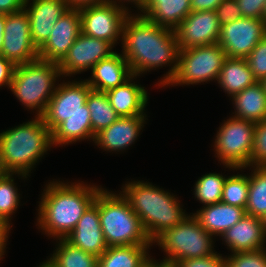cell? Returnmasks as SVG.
<instances>
[{"label":"cell","instance_id":"1","mask_svg":"<svg viewBox=\"0 0 266 267\" xmlns=\"http://www.w3.org/2000/svg\"><path fill=\"white\" fill-rule=\"evenodd\" d=\"M123 56L135 76L150 69L175 63L163 81L167 85L174 77L179 57V46L174 30L160 27L143 16H129L122 34Z\"/></svg>","mask_w":266,"mask_h":267},{"label":"cell","instance_id":"2","mask_svg":"<svg viewBox=\"0 0 266 267\" xmlns=\"http://www.w3.org/2000/svg\"><path fill=\"white\" fill-rule=\"evenodd\" d=\"M101 189L81 183L66 185L60 181L50 182L39 205L38 224L41 229L54 238H65L94 203Z\"/></svg>","mask_w":266,"mask_h":267},{"label":"cell","instance_id":"3","mask_svg":"<svg viewBox=\"0 0 266 267\" xmlns=\"http://www.w3.org/2000/svg\"><path fill=\"white\" fill-rule=\"evenodd\" d=\"M50 146L51 131L42 117L6 130L0 133V171L26 178Z\"/></svg>","mask_w":266,"mask_h":267},{"label":"cell","instance_id":"4","mask_svg":"<svg viewBox=\"0 0 266 267\" xmlns=\"http://www.w3.org/2000/svg\"><path fill=\"white\" fill-rule=\"evenodd\" d=\"M122 192L152 243L163 232L187 217L173 195L150 183L129 182Z\"/></svg>","mask_w":266,"mask_h":267},{"label":"cell","instance_id":"5","mask_svg":"<svg viewBox=\"0 0 266 267\" xmlns=\"http://www.w3.org/2000/svg\"><path fill=\"white\" fill-rule=\"evenodd\" d=\"M119 195L101 189L94 201L107 246L150 245L152 242L141 220L127 199Z\"/></svg>","mask_w":266,"mask_h":267},{"label":"cell","instance_id":"6","mask_svg":"<svg viewBox=\"0 0 266 267\" xmlns=\"http://www.w3.org/2000/svg\"><path fill=\"white\" fill-rule=\"evenodd\" d=\"M58 76H61L58 63L37 58L16 65L10 89L26 107L36 108V116L41 117L56 91L54 83Z\"/></svg>","mask_w":266,"mask_h":267},{"label":"cell","instance_id":"7","mask_svg":"<svg viewBox=\"0 0 266 267\" xmlns=\"http://www.w3.org/2000/svg\"><path fill=\"white\" fill-rule=\"evenodd\" d=\"M210 235L191 215L163 232L154 241L168 254L163 263L167 267H174L178 262L186 259L204 258L214 255Z\"/></svg>","mask_w":266,"mask_h":267},{"label":"cell","instance_id":"8","mask_svg":"<svg viewBox=\"0 0 266 267\" xmlns=\"http://www.w3.org/2000/svg\"><path fill=\"white\" fill-rule=\"evenodd\" d=\"M226 58L225 51L218 43L180 49L177 71L167 85L217 80Z\"/></svg>","mask_w":266,"mask_h":267},{"label":"cell","instance_id":"9","mask_svg":"<svg viewBox=\"0 0 266 267\" xmlns=\"http://www.w3.org/2000/svg\"><path fill=\"white\" fill-rule=\"evenodd\" d=\"M255 125L232 116L219 128L214 146L225 166L236 170L250 166Z\"/></svg>","mask_w":266,"mask_h":267},{"label":"cell","instance_id":"10","mask_svg":"<svg viewBox=\"0 0 266 267\" xmlns=\"http://www.w3.org/2000/svg\"><path fill=\"white\" fill-rule=\"evenodd\" d=\"M116 1L85 6L79 8L81 32L87 36L103 39L113 47L117 39L123 34L124 24L130 16L124 6L116 5Z\"/></svg>","mask_w":266,"mask_h":267},{"label":"cell","instance_id":"11","mask_svg":"<svg viewBox=\"0 0 266 267\" xmlns=\"http://www.w3.org/2000/svg\"><path fill=\"white\" fill-rule=\"evenodd\" d=\"M92 88L84 80L59 84L41 116L51 133L69 116L90 113L86 99Z\"/></svg>","mask_w":266,"mask_h":267},{"label":"cell","instance_id":"12","mask_svg":"<svg viewBox=\"0 0 266 267\" xmlns=\"http://www.w3.org/2000/svg\"><path fill=\"white\" fill-rule=\"evenodd\" d=\"M15 65L38 58V48L30 35V23L25 9L5 15L1 54Z\"/></svg>","mask_w":266,"mask_h":267},{"label":"cell","instance_id":"13","mask_svg":"<svg viewBox=\"0 0 266 267\" xmlns=\"http://www.w3.org/2000/svg\"><path fill=\"white\" fill-rule=\"evenodd\" d=\"M265 36L264 19L242 17L221 26L218 44L227 58H246Z\"/></svg>","mask_w":266,"mask_h":267},{"label":"cell","instance_id":"14","mask_svg":"<svg viewBox=\"0 0 266 267\" xmlns=\"http://www.w3.org/2000/svg\"><path fill=\"white\" fill-rule=\"evenodd\" d=\"M220 23L216 11H191L174 30L179 49L218 43Z\"/></svg>","mask_w":266,"mask_h":267},{"label":"cell","instance_id":"15","mask_svg":"<svg viewBox=\"0 0 266 267\" xmlns=\"http://www.w3.org/2000/svg\"><path fill=\"white\" fill-rule=\"evenodd\" d=\"M113 45L103 39L87 36L82 32L64 58L58 63L61 75H70L92 69L100 60L114 53Z\"/></svg>","mask_w":266,"mask_h":267},{"label":"cell","instance_id":"16","mask_svg":"<svg viewBox=\"0 0 266 267\" xmlns=\"http://www.w3.org/2000/svg\"><path fill=\"white\" fill-rule=\"evenodd\" d=\"M80 33V11L69 8L54 24L50 37L38 49V58L59 63Z\"/></svg>","mask_w":266,"mask_h":267},{"label":"cell","instance_id":"17","mask_svg":"<svg viewBox=\"0 0 266 267\" xmlns=\"http://www.w3.org/2000/svg\"><path fill=\"white\" fill-rule=\"evenodd\" d=\"M24 9L28 13L30 35L33 43L39 49L50 37L52 28L57 20L69 9L66 0H33L31 8Z\"/></svg>","mask_w":266,"mask_h":267},{"label":"cell","instance_id":"18","mask_svg":"<svg viewBox=\"0 0 266 267\" xmlns=\"http://www.w3.org/2000/svg\"><path fill=\"white\" fill-rule=\"evenodd\" d=\"M65 239L83 251L100 257L108 248L100 224L99 208L93 203Z\"/></svg>","mask_w":266,"mask_h":267},{"label":"cell","instance_id":"19","mask_svg":"<svg viewBox=\"0 0 266 267\" xmlns=\"http://www.w3.org/2000/svg\"><path fill=\"white\" fill-rule=\"evenodd\" d=\"M221 237L233 253L265 249L266 232L263 219L245 214Z\"/></svg>","mask_w":266,"mask_h":267},{"label":"cell","instance_id":"20","mask_svg":"<svg viewBox=\"0 0 266 267\" xmlns=\"http://www.w3.org/2000/svg\"><path fill=\"white\" fill-rule=\"evenodd\" d=\"M92 79L85 80L94 91L107 92L129 80L133 73L127 60L114 52L92 67Z\"/></svg>","mask_w":266,"mask_h":267},{"label":"cell","instance_id":"21","mask_svg":"<svg viewBox=\"0 0 266 267\" xmlns=\"http://www.w3.org/2000/svg\"><path fill=\"white\" fill-rule=\"evenodd\" d=\"M145 117L144 115L119 117L109 127L95 134L93 141L107 151L126 149L139 136Z\"/></svg>","mask_w":266,"mask_h":267},{"label":"cell","instance_id":"22","mask_svg":"<svg viewBox=\"0 0 266 267\" xmlns=\"http://www.w3.org/2000/svg\"><path fill=\"white\" fill-rule=\"evenodd\" d=\"M133 75L124 84L106 92L111 106L120 117H131L143 114L148 101L144 87L131 83ZM131 80V81H130Z\"/></svg>","mask_w":266,"mask_h":267},{"label":"cell","instance_id":"23","mask_svg":"<svg viewBox=\"0 0 266 267\" xmlns=\"http://www.w3.org/2000/svg\"><path fill=\"white\" fill-rule=\"evenodd\" d=\"M245 209L219 203L206 205L193 216L210 235H222L227 229L235 225L244 215Z\"/></svg>","mask_w":266,"mask_h":267},{"label":"cell","instance_id":"24","mask_svg":"<svg viewBox=\"0 0 266 267\" xmlns=\"http://www.w3.org/2000/svg\"><path fill=\"white\" fill-rule=\"evenodd\" d=\"M141 16L160 27L175 30L191 12L190 0H148Z\"/></svg>","mask_w":266,"mask_h":267},{"label":"cell","instance_id":"25","mask_svg":"<svg viewBox=\"0 0 266 267\" xmlns=\"http://www.w3.org/2000/svg\"><path fill=\"white\" fill-rule=\"evenodd\" d=\"M235 117L258 123L266 120V91L261 82L245 88L233 97Z\"/></svg>","mask_w":266,"mask_h":267},{"label":"cell","instance_id":"26","mask_svg":"<svg viewBox=\"0 0 266 267\" xmlns=\"http://www.w3.org/2000/svg\"><path fill=\"white\" fill-rule=\"evenodd\" d=\"M217 81L231 97L258 82L245 58H226Z\"/></svg>","mask_w":266,"mask_h":267},{"label":"cell","instance_id":"27","mask_svg":"<svg viewBox=\"0 0 266 267\" xmlns=\"http://www.w3.org/2000/svg\"><path fill=\"white\" fill-rule=\"evenodd\" d=\"M150 245L110 246L98 257L97 267H140L150 257Z\"/></svg>","mask_w":266,"mask_h":267},{"label":"cell","instance_id":"28","mask_svg":"<svg viewBox=\"0 0 266 267\" xmlns=\"http://www.w3.org/2000/svg\"><path fill=\"white\" fill-rule=\"evenodd\" d=\"M52 145L68 144L80 139H93L90 113H75L62 122L52 133Z\"/></svg>","mask_w":266,"mask_h":267},{"label":"cell","instance_id":"29","mask_svg":"<svg viewBox=\"0 0 266 267\" xmlns=\"http://www.w3.org/2000/svg\"><path fill=\"white\" fill-rule=\"evenodd\" d=\"M60 243L53 257L43 264L47 267H97L98 257L73 246L65 238Z\"/></svg>","mask_w":266,"mask_h":267},{"label":"cell","instance_id":"30","mask_svg":"<svg viewBox=\"0 0 266 267\" xmlns=\"http://www.w3.org/2000/svg\"><path fill=\"white\" fill-rule=\"evenodd\" d=\"M86 104L90 111L92 132L94 134L109 127L120 117L111 106L105 92L91 90L87 96Z\"/></svg>","mask_w":266,"mask_h":267},{"label":"cell","instance_id":"31","mask_svg":"<svg viewBox=\"0 0 266 267\" xmlns=\"http://www.w3.org/2000/svg\"><path fill=\"white\" fill-rule=\"evenodd\" d=\"M255 168L249 179L248 200L245 207L247 215L264 219L266 216V167Z\"/></svg>","mask_w":266,"mask_h":267},{"label":"cell","instance_id":"32","mask_svg":"<svg viewBox=\"0 0 266 267\" xmlns=\"http://www.w3.org/2000/svg\"><path fill=\"white\" fill-rule=\"evenodd\" d=\"M225 180L226 178L220 174H205L195 184L194 194L196 198L205 205L219 203Z\"/></svg>","mask_w":266,"mask_h":267},{"label":"cell","instance_id":"33","mask_svg":"<svg viewBox=\"0 0 266 267\" xmlns=\"http://www.w3.org/2000/svg\"><path fill=\"white\" fill-rule=\"evenodd\" d=\"M248 192L249 179L246 175L230 176L224 182L221 201L245 209Z\"/></svg>","mask_w":266,"mask_h":267},{"label":"cell","instance_id":"34","mask_svg":"<svg viewBox=\"0 0 266 267\" xmlns=\"http://www.w3.org/2000/svg\"><path fill=\"white\" fill-rule=\"evenodd\" d=\"M11 176V173L0 171V217L8 223L11 220L10 215L17 209L20 201Z\"/></svg>","mask_w":266,"mask_h":267},{"label":"cell","instance_id":"35","mask_svg":"<svg viewBox=\"0 0 266 267\" xmlns=\"http://www.w3.org/2000/svg\"><path fill=\"white\" fill-rule=\"evenodd\" d=\"M228 267H266V250L237 252L226 258Z\"/></svg>","mask_w":266,"mask_h":267},{"label":"cell","instance_id":"36","mask_svg":"<svg viewBox=\"0 0 266 267\" xmlns=\"http://www.w3.org/2000/svg\"><path fill=\"white\" fill-rule=\"evenodd\" d=\"M245 59L258 82L266 78V36L258 42Z\"/></svg>","mask_w":266,"mask_h":267},{"label":"cell","instance_id":"37","mask_svg":"<svg viewBox=\"0 0 266 267\" xmlns=\"http://www.w3.org/2000/svg\"><path fill=\"white\" fill-rule=\"evenodd\" d=\"M266 167V120L256 123L250 165Z\"/></svg>","mask_w":266,"mask_h":267},{"label":"cell","instance_id":"38","mask_svg":"<svg viewBox=\"0 0 266 267\" xmlns=\"http://www.w3.org/2000/svg\"><path fill=\"white\" fill-rule=\"evenodd\" d=\"M215 11L220 26H224L243 17L236 0H223Z\"/></svg>","mask_w":266,"mask_h":267},{"label":"cell","instance_id":"39","mask_svg":"<svg viewBox=\"0 0 266 267\" xmlns=\"http://www.w3.org/2000/svg\"><path fill=\"white\" fill-rule=\"evenodd\" d=\"M243 17L263 19L266 0H236Z\"/></svg>","mask_w":266,"mask_h":267},{"label":"cell","instance_id":"40","mask_svg":"<svg viewBox=\"0 0 266 267\" xmlns=\"http://www.w3.org/2000/svg\"><path fill=\"white\" fill-rule=\"evenodd\" d=\"M226 259L223 258L220 254L215 253L214 255L204 257V258H195V259H186L181 262H178L174 267H225Z\"/></svg>","mask_w":266,"mask_h":267},{"label":"cell","instance_id":"41","mask_svg":"<svg viewBox=\"0 0 266 267\" xmlns=\"http://www.w3.org/2000/svg\"><path fill=\"white\" fill-rule=\"evenodd\" d=\"M16 65L0 55V86H11Z\"/></svg>","mask_w":266,"mask_h":267},{"label":"cell","instance_id":"42","mask_svg":"<svg viewBox=\"0 0 266 267\" xmlns=\"http://www.w3.org/2000/svg\"><path fill=\"white\" fill-rule=\"evenodd\" d=\"M25 0H0V14H10L24 9Z\"/></svg>","mask_w":266,"mask_h":267},{"label":"cell","instance_id":"43","mask_svg":"<svg viewBox=\"0 0 266 267\" xmlns=\"http://www.w3.org/2000/svg\"><path fill=\"white\" fill-rule=\"evenodd\" d=\"M223 0H190L191 11H215Z\"/></svg>","mask_w":266,"mask_h":267},{"label":"cell","instance_id":"44","mask_svg":"<svg viewBox=\"0 0 266 267\" xmlns=\"http://www.w3.org/2000/svg\"><path fill=\"white\" fill-rule=\"evenodd\" d=\"M10 223L0 217V258L4 255V249L6 246L7 234L10 230Z\"/></svg>","mask_w":266,"mask_h":267},{"label":"cell","instance_id":"45","mask_svg":"<svg viewBox=\"0 0 266 267\" xmlns=\"http://www.w3.org/2000/svg\"><path fill=\"white\" fill-rule=\"evenodd\" d=\"M108 0H66L69 8L79 9L85 6H91L107 2Z\"/></svg>","mask_w":266,"mask_h":267},{"label":"cell","instance_id":"46","mask_svg":"<svg viewBox=\"0 0 266 267\" xmlns=\"http://www.w3.org/2000/svg\"><path fill=\"white\" fill-rule=\"evenodd\" d=\"M4 27H5V14H0V54H1L2 43H3Z\"/></svg>","mask_w":266,"mask_h":267},{"label":"cell","instance_id":"47","mask_svg":"<svg viewBox=\"0 0 266 267\" xmlns=\"http://www.w3.org/2000/svg\"><path fill=\"white\" fill-rule=\"evenodd\" d=\"M140 267H167V266L162 261L160 263H158V262L156 263L154 260L152 261V259L149 258Z\"/></svg>","mask_w":266,"mask_h":267},{"label":"cell","instance_id":"48","mask_svg":"<svg viewBox=\"0 0 266 267\" xmlns=\"http://www.w3.org/2000/svg\"><path fill=\"white\" fill-rule=\"evenodd\" d=\"M125 1V0H124ZM126 1H130V2H135V4L137 5V7L143 12V10L145 9L148 0H126Z\"/></svg>","mask_w":266,"mask_h":267},{"label":"cell","instance_id":"49","mask_svg":"<svg viewBox=\"0 0 266 267\" xmlns=\"http://www.w3.org/2000/svg\"><path fill=\"white\" fill-rule=\"evenodd\" d=\"M265 91H266V78H264L262 81H261Z\"/></svg>","mask_w":266,"mask_h":267},{"label":"cell","instance_id":"50","mask_svg":"<svg viewBox=\"0 0 266 267\" xmlns=\"http://www.w3.org/2000/svg\"><path fill=\"white\" fill-rule=\"evenodd\" d=\"M263 224H264V229H265V232H266V216L263 219Z\"/></svg>","mask_w":266,"mask_h":267},{"label":"cell","instance_id":"51","mask_svg":"<svg viewBox=\"0 0 266 267\" xmlns=\"http://www.w3.org/2000/svg\"><path fill=\"white\" fill-rule=\"evenodd\" d=\"M266 22V7H265V13H264V18H263Z\"/></svg>","mask_w":266,"mask_h":267},{"label":"cell","instance_id":"52","mask_svg":"<svg viewBox=\"0 0 266 267\" xmlns=\"http://www.w3.org/2000/svg\"><path fill=\"white\" fill-rule=\"evenodd\" d=\"M39 267H47V266L42 263Z\"/></svg>","mask_w":266,"mask_h":267}]
</instances>
